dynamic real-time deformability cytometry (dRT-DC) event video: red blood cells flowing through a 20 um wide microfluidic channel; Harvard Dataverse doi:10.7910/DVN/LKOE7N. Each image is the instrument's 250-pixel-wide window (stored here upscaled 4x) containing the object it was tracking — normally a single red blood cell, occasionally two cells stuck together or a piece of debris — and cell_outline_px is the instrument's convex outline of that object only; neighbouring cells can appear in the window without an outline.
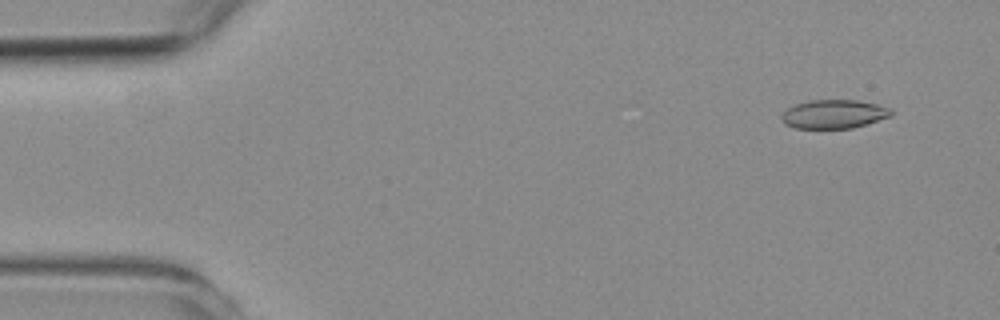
{"species": "common noctule bat (a hibernating species)", "species_latin": "Nyctalus noctula", "temperature_condition": "room temperature", "stored_images_in_passage": 57, "camera_frame_rate_fps": 3000, "um_per_image_px": 0.085, "animal": {"sex": "female", "body_mass_g": 19.3, "forearm_length_mm": 54.1}, "frame": {"image": 1, "passage_image": 4, "time_ms": 1.0, "image_size_px": [1000, 320], "cell_outline_px": [[892, 116], [868, 124], [852, 128], [796, 128], [784, 124], [780, 116], [788, 108], [796, 104], [808, 100], [856, 100], [876, 104], [892, 108]], "centroid_in_image_um": [70.9, 9.7], "position_along_channel_um": 14.1, "area_um2": 18.44}}
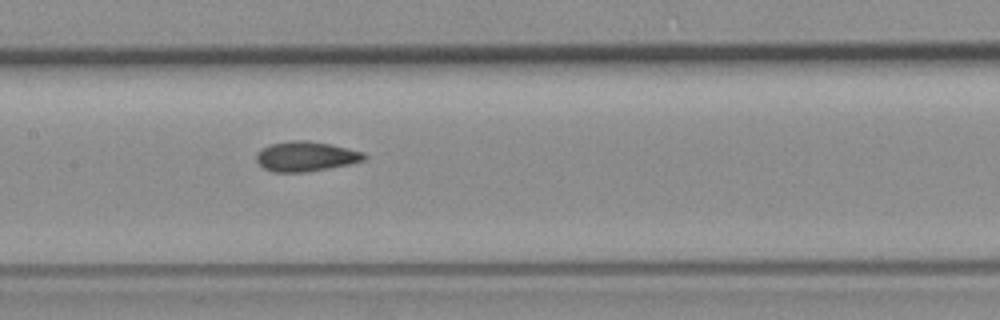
{"frame": {"image": 2, "passage_image": 27, "time_ms": 8.667, "image_size_px": [1000, 320], "cell_outline_px": [[368, 156], [364, 160], [348, 164], [308, 172], [272, 172], [264, 168], [256, 160], [256, 152], [260, 148], [268, 144], [292, 140], [308, 140], [332, 144], [364, 152]], "centroid_in_image_um": [25.97, 13.28], "position_along_channel_um": 181.4, "area_um2": 19.02}}
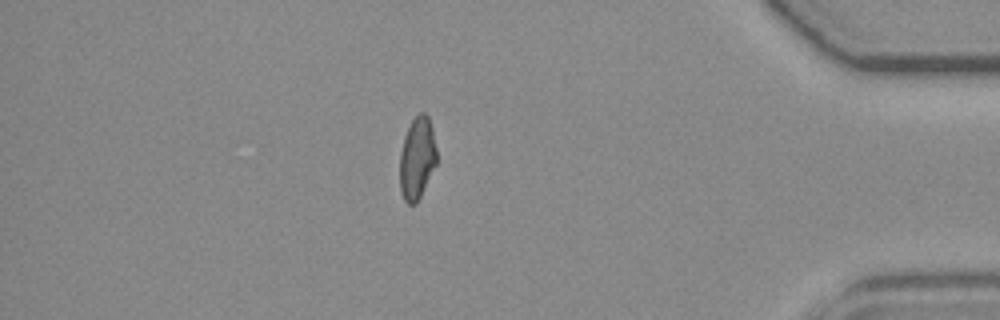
{"frame": {"image": 3, "passage_image": 49, "time_ms": 16.0, "image_size_px": [1000, 320], "cell_outline_px": [[436, 164], [416, 204], [408, 204], [404, 200], [400, 192], [400, 152], [404, 136], [412, 120], [420, 112], [424, 112], [428, 116], [432, 128], [436, 148]], "centroid_in_image_um": [35.44, 13.45], "position_along_channel_um": 399.8, "area_um2": 17.57}, "authors_computed_cell_mechanics": {"area_um2": 18.5538, "velocity_mm_per_s": 3.564, "shape_relaxation_time_tau1_ms": null, "shape_relaxation_time_tau2_ms": 1.7496, "deformation_change_tau1": null, "deformation_change_tau2": 0.0657}}